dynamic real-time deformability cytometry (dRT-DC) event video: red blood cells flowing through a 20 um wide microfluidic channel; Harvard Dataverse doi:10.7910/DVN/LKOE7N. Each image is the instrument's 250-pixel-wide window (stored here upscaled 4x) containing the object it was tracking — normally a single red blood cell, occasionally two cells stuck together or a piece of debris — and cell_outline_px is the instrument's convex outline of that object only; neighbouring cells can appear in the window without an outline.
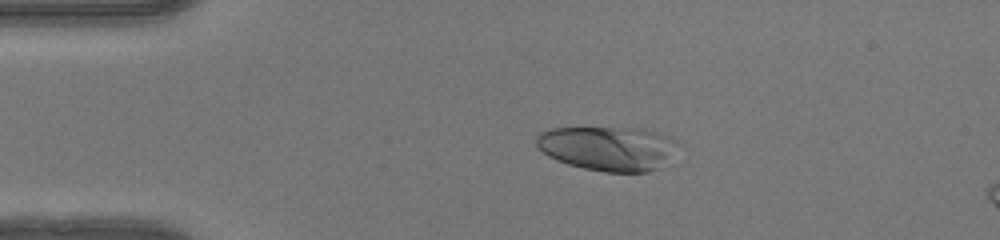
{"species": "human", "species_latin": "Homo sapiens", "temperature_condition": "warm", "stored_images_in_passage": 43, "camera_frame_rate_fps": 3000, "um_per_image_px": 0.085, "donor": {"sex": "female"}, "frame": {"image": 1, "passage_image": 3, "time_ms": 0.667, "image_size_px": [1000, 240], "cell_outline_px": [[676, 140], [656, 168], [648, 172], [604, 172], [584, 168], [568, 164], [556, 160], [548, 156], [536, 144], [536, 136], [540, 132], [548, 128], [644, 128]], "centroid_in_image_um": [51.51, 12.59], "position_along_channel_um": 33.5, "area_um2": 35.55}}
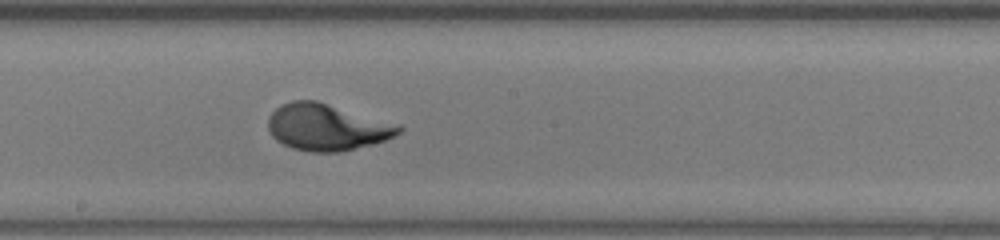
{"frame": {"image": 2, "passage_image": 20, "time_ms": 6.333, "image_size_px": [1000, 240], "cell_outline_px": [[404, 128], [400, 132], [384, 140], [372, 144], [340, 152], [308, 152], [292, 148], [276, 140], [272, 136], [268, 128], [268, 116], [276, 108], [292, 100], [316, 100], [400, 124]], "centroid_in_image_um": [27.78, 10.81], "position_along_channel_um": 220.4, "area_um2": 35.49}}
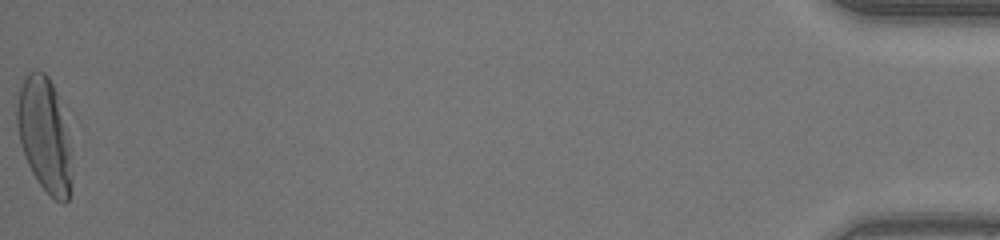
{"frame": {"image": 3, "passage_image": 43, "time_ms": 14.0, "image_size_px": [1000, 240], "cell_outline_px": [[72, 176], [68, 200], [64, 204], [56, 200], [36, 180], [24, 156], [20, 144], [16, 124], [16, 104], [20, 88], [28, 72], [44, 72], [48, 76], [56, 92], [72, 152]], "centroid_in_image_um": [3.78, 11.51], "position_along_channel_um": 431.4, "area_um2": 36.36}}